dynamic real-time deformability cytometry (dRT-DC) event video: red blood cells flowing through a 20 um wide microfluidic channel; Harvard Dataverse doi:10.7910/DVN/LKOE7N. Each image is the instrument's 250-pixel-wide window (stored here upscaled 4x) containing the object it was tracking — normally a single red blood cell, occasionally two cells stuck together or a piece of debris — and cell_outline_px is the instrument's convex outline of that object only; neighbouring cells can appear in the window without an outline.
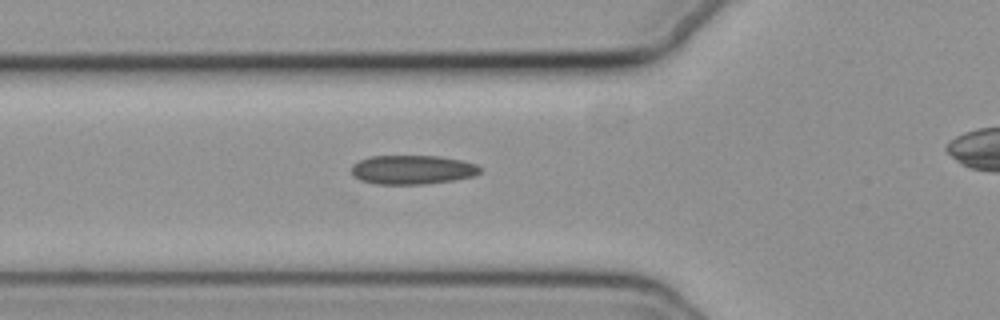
{"species": "common noctule bat (a hibernating species)", "species_latin": "Nyctalus noctula", "temperature_condition": "cold", "stored_images_in_passage": 15, "camera_frame_rate_fps": 3000, "um_per_image_px": 0.085, "animal": {"sex": "female", "body_mass_g": 19.3, "forearm_length_mm": 54.1}, "frame": {"image": 1, "passage_image": 2, "time_ms": 0.333, "image_size_px": [1000, 320], "cell_outline_px": [[480, 172], [476, 176], [428, 184], [376, 184], [360, 180], [352, 176], [352, 164], [368, 156], [440, 156], [464, 160], [476, 164], [480, 168]], "centroid_in_image_um": [35.05, 14.42], "position_along_channel_um": 90.7, "area_um2": 22.02}}
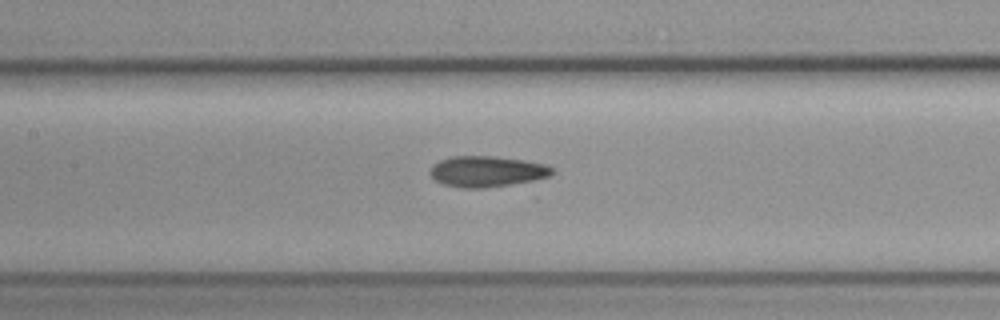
{"frame": {"image": 2, "passage_image": 8, "time_ms": 2.333, "image_size_px": [1000, 320], "cell_outline_px": [[552, 172], [548, 176], [532, 180], [512, 184], [484, 188], [460, 188], [444, 184], [436, 180], [428, 172], [432, 164], [440, 160], [452, 156], [496, 156], [524, 160], [544, 164], [552, 168]], "centroid_in_image_um": [41.32, 14.56], "position_along_channel_um": 166.1, "area_um2": 21.85}}
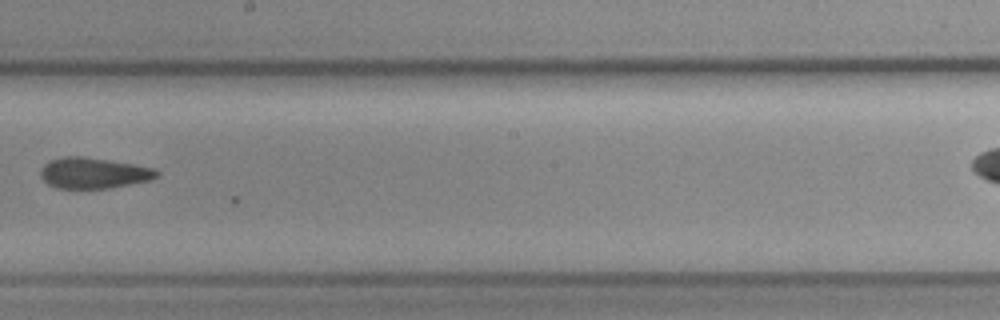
{"frame": {"image": 3, "passage_image": 14, "time_ms": 4.333, "image_size_px": [1000, 320], "cell_outline_px": [[160, 176], [152, 180], [112, 188], [56, 188], [48, 184], [40, 176], [40, 168], [48, 160], [64, 156], [80, 156], [108, 160], [156, 168], [160, 172]], "centroid_in_image_um": [7.97, 14.71], "position_along_channel_um": 240.2, "area_um2": 21.15}}